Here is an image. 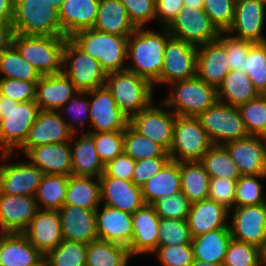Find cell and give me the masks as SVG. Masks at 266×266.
Returning a JSON list of instances; mask_svg holds the SVG:
<instances>
[{"mask_svg": "<svg viewBox=\"0 0 266 266\" xmlns=\"http://www.w3.org/2000/svg\"><path fill=\"white\" fill-rule=\"evenodd\" d=\"M235 6L242 2L243 0H230Z\"/></svg>", "mask_w": 266, "mask_h": 266, "instance_id": "cell-68", "label": "cell"}, {"mask_svg": "<svg viewBox=\"0 0 266 266\" xmlns=\"http://www.w3.org/2000/svg\"><path fill=\"white\" fill-rule=\"evenodd\" d=\"M231 239L230 228H219L193 237L194 259L223 265Z\"/></svg>", "mask_w": 266, "mask_h": 266, "instance_id": "cell-35", "label": "cell"}, {"mask_svg": "<svg viewBox=\"0 0 266 266\" xmlns=\"http://www.w3.org/2000/svg\"><path fill=\"white\" fill-rule=\"evenodd\" d=\"M40 111L35 101L17 102L0 95V150L9 158L26 140Z\"/></svg>", "mask_w": 266, "mask_h": 266, "instance_id": "cell-2", "label": "cell"}, {"mask_svg": "<svg viewBox=\"0 0 266 266\" xmlns=\"http://www.w3.org/2000/svg\"><path fill=\"white\" fill-rule=\"evenodd\" d=\"M203 9L219 32L228 31L235 11V5L230 0H204Z\"/></svg>", "mask_w": 266, "mask_h": 266, "instance_id": "cell-53", "label": "cell"}, {"mask_svg": "<svg viewBox=\"0 0 266 266\" xmlns=\"http://www.w3.org/2000/svg\"><path fill=\"white\" fill-rule=\"evenodd\" d=\"M265 15L266 0H243L235 6L234 20L226 33L254 43L266 42L262 36Z\"/></svg>", "mask_w": 266, "mask_h": 266, "instance_id": "cell-19", "label": "cell"}, {"mask_svg": "<svg viewBox=\"0 0 266 266\" xmlns=\"http://www.w3.org/2000/svg\"><path fill=\"white\" fill-rule=\"evenodd\" d=\"M232 212V238L261 248L266 242V203L234 207Z\"/></svg>", "mask_w": 266, "mask_h": 266, "instance_id": "cell-16", "label": "cell"}, {"mask_svg": "<svg viewBox=\"0 0 266 266\" xmlns=\"http://www.w3.org/2000/svg\"><path fill=\"white\" fill-rule=\"evenodd\" d=\"M89 100L90 119L93 130L88 133L124 131L129 125V117L126 116L116 104L111 92L106 86L87 91Z\"/></svg>", "mask_w": 266, "mask_h": 266, "instance_id": "cell-15", "label": "cell"}, {"mask_svg": "<svg viewBox=\"0 0 266 266\" xmlns=\"http://www.w3.org/2000/svg\"><path fill=\"white\" fill-rule=\"evenodd\" d=\"M0 266H44V255L23 233H1Z\"/></svg>", "mask_w": 266, "mask_h": 266, "instance_id": "cell-26", "label": "cell"}, {"mask_svg": "<svg viewBox=\"0 0 266 266\" xmlns=\"http://www.w3.org/2000/svg\"><path fill=\"white\" fill-rule=\"evenodd\" d=\"M218 40L225 46L230 71L244 72L245 56H248L250 46L254 42L235 38L226 32H220Z\"/></svg>", "mask_w": 266, "mask_h": 266, "instance_id": "cell-52", "label": "cell"}, {"mask_svg": "<svg viewBox=\"0 0 266 266\" xmlns=\"http://www.w3.org/2000/svg\"><path fill=\"white\" fill-rule=\"evenodd\" d=\"M135 163L136 161L123 152L104 165V171L100 177H115L132 181Z\"/></svg>", "mask_w": 266, "mask_h": 266, "instance_id": "cell-59", "label": "cell"}, {"mask_svg": "<svg viewBox=\"0 0 266 266\" xmlns=\"http://www.w3.org/2000/svg\"><path fill=\"white\" fill-rule=\"evenodd\" d=\"M146 204L181 192L180 163L170 159L163 168L141 186Z\"/></svg>", "mask_w": 266, "mask_h": 266, "instance_id": "cell-32", "label": "cell"}, {"mask_svg": "<svg viewBox=\"0 0 266 266\" xmlns=\"http://www.w3.org/2000/svg\"><path fill=\"white\" fill-rule=\"evenodd\" d=\"M67 39L66 36L12 34L11 43L41 75H51L63 72V50Z\"/></svg>", "mask_w": 266, "mask_h": 266, "instance_id": "cell-3", "label": "cell"}, {"mask_svg": "<svg viewBox=\"0 0 266 266\" xmlns=\"http://www.w3.org/2000/svg\"><path fill=\"white\" fill-rule=\"evenodd\" d=\"M0 78H10L28 82H38L42 75L24 59L10 42L0 52Z\"/></svg>", "mask_w": 266, "mask_h": 266, "instance_id": "cell-39", "label": "cell"}, {"mask_svg": "<svg viewBox=\"0 0 266 266\" xmlns=\"http://www.w3.org/2000/svg\"><path fill=\"white\" fill-rule=\"evenodd\" d=\"M261 266H266V242L260 248Z\"/></svg>", "mask_w": 266, "mask_h": 266, "instance_id": "cell-67", "label": "cell"}, {"mask_svg": "<svg viewBox=\"0 0 266 266\" xmlns=\"http://www.w3.org/2000/svg\"><path fill=\"white\" fill-rule=\"evenodd\" d=\"M171 93L162 102V106L173 108L181 117H198L207 108L218 101L217 88L198 78L179 80L170 84Z\"/></svg>", "mask_w": 266, "mask_h": 266, "instance_id": "cell-7", "label": "cell"}, {"mask_svg": "<svg viewBox=\"0 0 266 266\" xmlns=\"http://www.w3.org/2000/svg\"><path fill=\"white\" fill-rule=\"evenodd\" d=\"M22 233L44 256L64 240L61 220L55 210L38 209Z\"/></svg>", "mask_w": 266, "mask_h": 266, "instance_id": "cell-23", "label": "cell"}, {"mask_svg": "<svg viewBox=\"0 0 266 266\" xmlns=\"http://www.w3.org/2000/svg\"><path fill=\"white\" fill-rule=\"evenodd\" d=\"M14 0H0V24H12Z\"/></svg>", "mask_w": 266, "mask_h": 266, "instance_id": "cell-62", "label": "cell"}, {"mask_svg": "<svg viewBox=\"0 0 266 266\" xmlns=\"http://www.w3.org/2000/svg\"><path fill=\"white\" fill-rule=\"evenodd\" d=\"M123 152L134 161L153 157H170L162 146L139 134L130 125L124 130Z\"/></svg>", "mask_w": 266, "mask_h": 266, "instance_id": "cell-43", "label": "cell"}, {"mask_svg": "<svg viewBox=\"0 0 266 266\" xmlns=\"http://www.w3.org/2000/svg\"><path fill=\"white\" fill-rule=\"evenodd\" d=\"M246 73L259 94H266V42L253 43L245 56Z\"/></svg>", "mask_w": 266, "mask_h": 266, "instance_id": "cell-45", "label": "cell"}, {"mask_svg": "<svg viewBox=\"0 0 266 266\" xmlns=\"http://www.w3.org/2000/svg\"><path fill=\"white\" fill-rule=\"evenodd\" d=\"M36 83L10 78H0V95L17 102L35 101Z\"/></svg>", "mask_w": 266, "mask_h": 266, "instance_id": "cell-56", "label": "cell"}, {"mask_svg": "<svg viewBox=\"0 0 266 266\" xmlns=\"http://www.w3.org/2000/svg\"><path fill=\"white\" fill-rule=\"evenodd\" d=\"M24 155L44 174L71 175L70 142L39 145L29 149Z\"/></svg>", "mask_w": 266, "mask_h": 266, "instance_id": "cell-29", "label": "cell"}, {"mask_svg": "<svg viewBox=\"0 0 266 266\" xmlns=\"http://www.w3.org/2000/svg\"><path fill=\"white\" fill-rule=\"evenodd\" d=\"M95 213L98 239L128 248L133 235L132 214L106 205Z\"/></svg>", "mask_w": 266, "mask_h": 266, "instance_id": "cell-25", "label": "cell"}, {"mask_svg": "<svg viewBox=\"0 0 266 266\" xmlns=\"http://www.w3.org/2000/svg\"><path fill=\"white\" fill-rule=\"evenodd\" d=\"M63 73L80 92L105 86L107 76L100 62L83 51L71 38L67 39L63 50Z\"/></svg>", "mask_w": 266, "mask_h": 266, "instance_id": "cell-8", "label": "cell"}, {"mask_svg": "<svg viewBox=\"0 0 266 266\" xmlns=\"http://www.w3.org/2000/svg\"><path fill=\"white\" fill-rule=\"evenodd\" d=\"M99 0H64L58 11L61 28L67 38L93 28Z\"/></svg>", "mask_w": 266, "mask_h": 266, "instance_id": "cell-30", "label": "cell"}, {"mask_svg": "<svg viewBox=\"0 0 266 266\" xmlns=\"http://www.w3.org/2000/svg\"><path fill=\"white\" fill-rule=\"evenodd\" d=\"M86 243L63 240L44 256V266H86Z\"/></svg>", "mask_w": 266, "mask_h": 266, "instance_id": "cell-44", "label": "cell"}, {"mask_svg": "<svg viewBox=\"0 0 266 266\" xmlns=\"http://www.w3.org/2000/svg\"><path fill=\"white\" fill-rule=\"evenodd\" d=\"M105 86L120 110L129 118L153 103V84L134 72L123 70L108 73Z\"/></svg>", "mask_w": 266, "mask_h": 266, "instance_id": "cell-6", "label": "cell"}, {"mask_svg": "<svg viewBox=\"0 0 266 266\" xmlns=\"http://www.w3.org/2000/svg\"><path fill=\"white\" fill-rule=\"evenodd\" d=\"M153 253L163 266H189L194 261L192 244L159 246Z\"/></svg>", "mask_w": 266, "mask_h": 266, "instance_id": "cell-54", "label": "cell"}, {"mask_svg": "<svg viewBox=\"0 0 266 266\" xmlns=\"http://www.w3.org/2000/svg\"><path fill=\"white\" fill-rule=\"evenodd\" d=\"M78 92L63 73L42 75L36 83V98L40 110L59 111Z\"/></svg>", "mask_w": 266, "mask_h": 266, "instance_id": "cell-27", "label": "cell"}, {"mask_svg": "<svg viewBox=\"0 0 266 266\" xmlns=\"http://www.w3.org/2000/svg\"><path fill=\"white\" fill-rule=\"evenodd\" d=\"M99 180L101 203L104 201V205L132 214L146 204L141 187L133 181L115 177H99Z\"/></svg>", "mask_w": 266, "mask_h": 266, "instance_id": "cell-24", "label": "cell"}, {"mask_svg": "<svg viewBox=\"0 0 266 266\" xmlns=\"http://www.w3.org/2000/svg\"><path fill=\"white\" fill-rule=\"evenodd\" d=\"M183 8V0H155V19L167 28Z\"/></svg>", "mask_w": 266, "mask_h": 266, "instance_id": "cell-61", "label": "cell"}, {"mask_svg": "<svg viewBox=\"0 0 266 266\" xmlns=\"http://www.w3.org/2000/svg\"><path fill=\"white\" fill-rule=\"evenodd\" d=\"M61 114L59 111L40 110L25 142L19 147L20 151L25 154L39 145L72 141L78 130L75 123L71 124Z\"/></svg>", "mask_w": 266, "mask_h": 266, "instance_id": "cell-11", "label": "cell"}, {"mask_svg": "<svg viewBox=\"0 0 266 266\" xmlns=\"http://www.w3.org/2000/svg\"><path fill=\"white\" fill-rule=\"evenodd\" d=\"M242 176L266 175V139L249 135L223 144Z\"/></svg>", "mask_w": 266, "mask_h": 266, "instance_id": "cell-17", "label": "cell"}, {"mask_svg": "<svg viewBox=\"0 0 266 266\" xmlns=\"http://www.w3.org/2000/svg\"><path fill=\"white\" fill-rule=\"evenodd\" d=\"M259 95L249 76L238 70L229 71L217 88L218 101L239 107Z\"/></svg>", "mask_w": 266, "mask_h": 266, "instance_id": "cell-36", "label": "cell"}, {"mask_svg": "<svg viewBox=\"0 0 266 266\" xmlns=\"http://www.w3.org/2000/svg\"><path fill=\"white\" fill-rule=\"evenodd\" d=\"M249 135L266 137V94L238 107Z\"/></svg>", "mask_w": 266, "mask_h": 266, "instance_id": "cell-46", "label": "cell"}, {"mask_svg": "<svg viewBox=\"0 0 266 266\" xmlns=\"http://www.w3.org/2000/svg\"><path fill=\"white\" fill-rule=\"evenodd\" d=\"M83 51L100 62L106 74L126 70L128 39L94 28L75 33L70 37Z\"/></svg>", "mask_w": 266, "mask_h": 266, "instance_id": "cell-4", "label": "cell"}, {"mask_svg": "<svg viewBox=\"0 0 266 266\" xmlns=\"http://www.w3.org/2000/svg\"><path fill=\"white\" fill-rule=\"evenodd\" d=\"M86 95V96H84ZM84 96V97H83ZM88 97L87 92H80L78 91L64 106L59 109V112L64 113L63 115H66V112L72 114L73 119L72 121H76V126H79L82 128L81 130L84 131L85 129V122L86 118L90 119L89 116V109L90 104L89 100H87ZM83 98V99H82ZM67 107V108H66ZM66 108V109H65ZM62 110V111H61ZM86 117V118H85ZM80 122H78V121ZM78 122V123H77ZM84 126V127H83Z\"/></svg>", "mask_w": 266, "mask_h": 266, "instance_id": "cell-60", "label": "cell"}, {"mask_svg": "<svg viewBox=\"0 0 266 266\" xmlns=\"http://www.w3.org/2000/svg\"><path fill=\"white\" fill-rule=\"evenodd\" d=\"M183 2L184 6H190V8H203L204 6V0H183Z\"/></svg>", "mask_w": 266, "mask_h": 266, "instance_id": "cell-64", "label": "cell"}, {"mask_svg": "<svg viewBox=\"0 0 266 266\" xmlns=\"http://www.w3.org/2000/svg\"><path fill=\"white\" fill-rule=\"evenodd\" d=\"M197 118L214 145L249 136L238 107L217 101Z\"/></svg>", "mask_w": 266, "mask_h": 266, "instance_id": "cell-10", "label": "cell"}, {"mask_svg": "<svg viewBox=\"0 0 266 266\" xmlns=\"http://www.w3.org/2000/svg\"><path fill=\"white\" fill-rule=\"evenodd\" d=\"M144 28H136L128 39L127 58L133 64L126 70L148 79L154 84L161 74L166 43L171 37L167 28L158 33Z\"/></svg>", "mask_w": 266, "mask_h": 266, "instance_id": "cell-1", "label": "cell"}, {"mask_svg": "<svg viewBox=\"0 0 266 266\" xmlns=\"http://www.w3.org/2000/svg\"><path fill=\"white\" fill-rule=\"evenodd\" d=\"M126 8L130 21L136 28L155 21V0H120Z\"/></svg>", "mask_w": 266, "mask_h": 266, "instance_id": "cell-57", "label": "cell"}, {"mask_svg": "<svg viewBox=\"0 0 266 266\" xmlns=\"http://www.w3.org/2000/svg\"><path fill=\"white\" fill-rule=\"evenodd\" d=\"M12 34L66 36L58 11L44 0H14Z\"/></svg>", "mask_w": 266, "mask_h": 266, "instance_id": "cell-5", "label": "cell"}, {"mask_svg": "<svg viewBox=\"0 0 266 266\" xmlns=\"http://www.w3.org/2000/svg\"><path fill=\"white\" fill-rule=\"evenodd\" d=\"M229 71L225 46L218 39L197 47L198 78L218 88Z\"/></svg>", "mask_w": 266, "mask_h": 266, "instance_id": "cell-28", "label": "cell"}, {"mask_svg": "<svg viewBox=\"0 0 266 266\" xmlns=\"http://www.w3.org/2000/svg\"><path fill=\"white\" fill-rule=\"evenodd\" d=\"M160 218L153 205L145 204L132 213L133 235L130 256L154 252L158 247Z\"/></svg>", "mask_w": 266, "mask_h": 266, "instance_id": "cell-22", "label": "cell"}, {"mask_svg": "<svg viewBox=\"0 0 266 266\" xmlns=\"http://www.w3.org/2000/svg\"><path fill=\"white\" fill-rule=\"evenodd\" d=\"M192 239L187 220L160 219L158 247L192 244Z\"/></svg>", "mask_w": 266, "mask_h": 266, "instance_id": "cell-47", "label": "cell"}, {"mask_svg": "<svg viewBox=\"0 0 266 266\" xmlns=\"http://www.w3.org/2000/svg\"><path fill=\"white\" fill-rule=\"evenodd\" d=\"M130 257L125 246L97 239L87 246L86 266H127Z\"/></svg>", "mask_w": 266, "mask_h": 266, "instance_id": "cell-41", "label": "cell"}, {"mask_svg": "<svg viewBox=\"0 0 266 266\" xmlns=\"http://www.w3.org/2000/svg\"><path fill=\"white\" fill-rule=\"evenodd\" d=\"M237 181L226 178H210L208 186V199L219 203L231 211L235 206Z\"/></svg>", "mask_w": 266, "mask_h": 266, "instance_id": "cell-55", "label": "cell"}, {"mask_svg": "<svg viewBox=\"0 0 266 266\" xmlns=\"http://www.w3.org/2000/svg\"><path fill=\"white\" fill-rule=\"evenodd\" d=\"M210 178H226L237 181L242 175L223 145H213L200 161Z\"/></svg>", "mask_w": 266, "mask_h": 266, "instance_id": "cell-42", "label": "cell"}, {"mask_svg": "<svg viewBox=\"0 0 266 266\" xmlns=\"http://www.w3.org/2000/svg\"><path fill=\"white\" fill-rule=\"evenodd\" d=\"M181 192L191 203L208 199L210 177L200 161L181 162Z\"/></svg>", "mask_w": 266, "mask_h": 266, "instance_id": "cell-38", "label": "cell"}, {"mask_svg": "<svg viewBox=\"0 0 266 266\" xmlns=\"http://www.w3.org/2000/svg\"><path fill=\"white\" fill-rule=\"evenodd\" d=\"M223 266H261L260 248L232 238Z\"/></svg>", "mask_w": 266, "mask_h": 266, "instance_id": "cell-48", "label": "cell"}, {"mask_svg": "<svg viewBox=\"0 0 266 266\" xmlns=\"http://www.w3.org/2000/svg\"><path fill=\"white\" fill-rule=\"evenodd\" d=\"M170 159V157H153L136 161L132 176L133 183L141 187L158 173Z\"/></svg>", "mask_w": 266, "mask_h": 266, "instance_id": "cell-58", "label": "cell"}, {"mask_svg": "<svg viewBox=\"0 0 266 266\" xmlns=\"http://www.w3.org/2000/svg\"><path fill=\"white\" fill-rule=\"evenodd\" d=\"M93 28L127 38L136 30L120 0H99L97 18Z\"/></svg>", "mask_w": 266, "mask_h": 266, "instance_id": "cell-33", "label": "cell"}, {"mask_svg": "<svg viewBox=\"0 0 266 266\" xmlns=\"http://www.w3.org/2000/svg\"><path fill=\"white\" fill-rule=\"evenodd\" d=\"M152 205L160 219L187 220L191 202L182 192H179L172 196L160 198Z\"/></svg>", "mask_w": 266, "mask_h": 266, "instance_id": "cell-51", "label": "cell"}, {"mask_svg": "<svg viewBox=\"0 0 266 266\" xmlns=\"http://www.w3.org/2000/svg\"><path fill=\"white\" fill-rule=\"evenodd\" d=\"M189 266H223V265L211 262H202L194 259V261Z\"/></svg>", "mask_w": 266, "mask_h": 266, "instance_id": "cell-65", "label": "cell"}, {"mask_svg": "<svg viewBox=\"0 0 266 266\" xmlns=\"http://www.w3.org/2000/svg\"><path fill=\"white\" fill-rule=\"evenodd\" d=\"M68 176L44 174L35 195L38 208L58 211L65 203Z\"/></svg>", "mask_w": 266, "mask_h": 266, "instance_id": "cell-40", "label": "cell"}, {"mask_svg": "<svg viewBox=\"0 0 266 266\" xmlns=\"http://www.w3.org/2000/svg\"><path fill=\"white\" fill-rule=\"evenodd\" d=\"M167 29L171 36L196 47L217 40L220 34L203 8L190 6H184Z\"/></svg>", "mask_w": 266, "mask_h": 266, "instance_id": "cell-13", "label": "cell"}, {"mask_svg": "<svg viewBox=\"0 0 266 266\" xmlns=\"http://www.w3.org/2000/svg\"><path fill=\"white\" fill-rule=\"evenodd\" d=\"M38 209L35 197L0 192V233H22Z\"/></svg>", "mask_w": 266, "mask_h": 266, "instance_id": "cell-20", "label": "cell"}, {"mask_svg": "<svg viewBox=\"0 0 266 266\" xmlns=\"http://www.w3.org/2000/svg\"><path fill=\"white\" fill-rule=\"evenodd\" d=\"M74 141V145L70 142L71 175L99 178L103 174L104 165L97 155L93 137L86 132Z\"/></svg>", "mask_w": 266, "mask_h": 266, "instance_id": "cell-34", "label": "cell"}, {"mask_svg": "<svg viewBox=\"0 0 266 266\" xmlns=\"http://www.w3.org/2000/svg\"><path fill=\"white\" fill-rule=\"evenodd\" d=\"M96 210L64 204L58 214L64 240L90 244L98 239Z\"/></svg>", "mask_w": 266, "mask_h": 266, "instance_id": "cell-21", "label": "cell"}, {"mask_svg": "<svg viewBox=\"0 0 266 266\" xmlns=\"http://www.w3.org/2000/svg\"><path fill=\"white\" fill-rule=\"evenodd\" d=\"M213 145L197 117L176 116L173 143L169 151L172 160L179 163L201 161Z\"/></svg>", "mask_w": 266, "mask_h": 266, "instance_id": "cell-9", "label": "cell"}, {"mask_svg": "<svg viewBox=\"0 0 266 266\" xmlns=\"http://www.w3.org/2000/svg\"><path fill=\"white\" fill-rule=\"evenodd\" d=\"M12 24H0V52L11 42Z\"/></svg>", "mask_w": 266, "mask_h": 266, "instance_id": "cell-63", "label": "cell"}, {"mask_svg": "<svg viewBox=\"0 0 266 266\" xmlns=\"http://www.w3.org/2000/svg\"><path fill=\"white\" fill-rule=\"evenodd\" d=\"M257 178H266V175H246L237 180L235 207L266 203V197L262 195L263 185Z\"/></svg>", "mask_w": 266, "mask_h": 266, "instance_id": "cell-49", "label": "cell"}, {"mask_svg": "<svg viewBox=\"0 0 266 266\" xmlns=\"http://www.w3.org/2000/svg\"><path fill=\"white\" fill-rule=\"evenodd\" d=\"M230 211L210 199L191 203L187 223L192 237L219 228H229L226 223Z\"/></svg>", "mask_w": 266, "mask_h": 266, "instance_id": "cell-31", "label": "cell"}, {"mask_svg": "<svg viewBox=\"0 0 266 266\" xmlns=\"http://www.w3.org/2000/svg\"><path fill=\"white\" fill-rule=\"evenodd\" d=\"M44 172L30 161L0 165V192L35 197Z\"/></svg>", "mask_w": 266, "mask_h": 266, "instance_id": "cell-18", "label": "cell"}, {"mask_svg": "<svg viewBox=\"0 0 266 266\" xmlns=\"http://www.w3.org/2000/svg\"><path fill=\"white\" fill-rule=\"evenodd\" d=\"M197 47L171 36L165 46L160 78L153 84H171L196 77Z\"/></svg>", "mask_w": 266, "mask_h": 266, "instance_id": "cell-12", "label": "cell"}, {"mask_svg": "<svg viewBox=\"0 0 266 266\" xmlns=\"http://www.w3.org/2000/svg\"><path fill=\"white\" fill-rule=\"evenodd\" d=\"M46 3L50 4L52 8L59 11L61 4L64 0H44Z\"/></svg>", "mask_w": 266, "mask_h": 266, "instance_id": "cell-66", "label": "cell"}, {"mask_svg": "<svg viewBox=\"0 0 266 266\" xmlns=\"http://www.w3.org/2000/svg\"><path fill=\"white\" fill-rule=\"evenodd\" d=\"M100 203L101 193L99 178L68 176L66 200L64 204L78 206L88 210H96L99 208Z\"/></svg>", "mask_w": 266, "mask_h": 266, "instance_id": "cell-37", "label": "cell"}, {"mask_svg": "<svg viewBox=\"0 0 266 266\" xmlns=\"http://www.w3.org/2000/svg\"><path fill=\"white\" fill-rule=\"evenodd\" d=\"M100 161L105 165L123 153L124 131L89 133Z\"/></svg>", "mask_w": 266, "mask_h": 266, "instance_id": "cell-50", "label": "cell"}, {"mask_svg": "<svg viewBox=\"0 0 266 266\" xmlns=\"http://www.w3.org/2000/svg\"><path fill=\"white\" fill-rule=\"evenodd\" d=\"M176 114L151 104L129 118V125L139 134L162 146L168 153L173 143Z\"/></svg>", "mask_w": 266, "mask_h": 266, "instance_id": "cell-14", "label": "cell"}]
</instances>
